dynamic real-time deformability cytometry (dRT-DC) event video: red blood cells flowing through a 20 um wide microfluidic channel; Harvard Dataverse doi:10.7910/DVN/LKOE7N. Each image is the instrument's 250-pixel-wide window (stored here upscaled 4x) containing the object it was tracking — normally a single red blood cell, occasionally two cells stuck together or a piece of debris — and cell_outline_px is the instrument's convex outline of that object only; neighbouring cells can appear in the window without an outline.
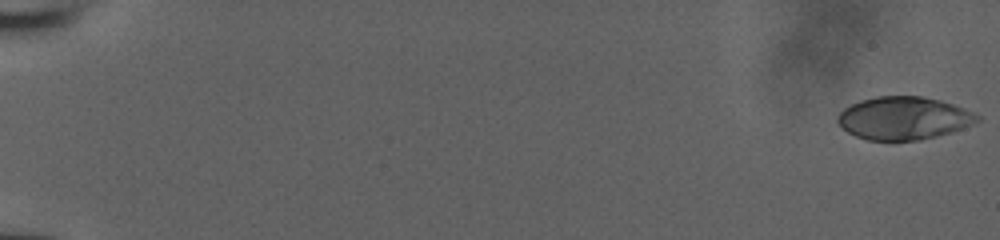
{"species": "human", "species_latin": "Homo sapiens", "temperature_condition": "room temperature", "stored_images_in_passage": 53, "camera_frame_rate_fps": 3000, "um_per_image_px": 0.085, "donor": {"sex": "male"}, "frame": {"image": 1, "passage_image": 1, "time_ms": 0.0, "image_size_px": [1000, 240], "cell_outline_px": [[980, 120], [972, 124], [936, 136], [920, 140], [868, 140], [856, 136], [848, 132], [836, 120], [836, 116], [844, 108], [860, 100], [876, 96], [924, 96], [940, 100], [964, 108], [980, 116]], "centroid_in_image_um": [76.79, 10.03], "position_along_channel_um": 8.2, "area_um2": 34.62}}
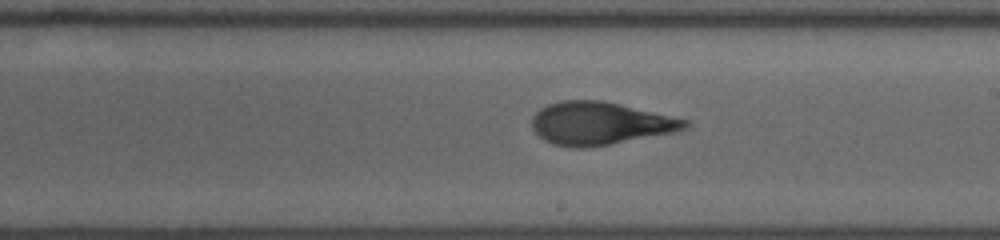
{"frame": {"image": 2, "passage_image": 33, "time_ms": 10.667, "image_size_px": [1000, 240], "cell_outline_px": [[692, 124], [688, 128], [676, 132], [608, 144], [584, 148], [572, 148], [552, 144], [544, 140], [532, 128], [532, 116], [540, 108], [548, 104], [564, 100], [600, 100], [620, 104], [692, 120]], "centroid_in_image_um": [51.04, 10.48], "position_along_channel_um": 238.0, "area_um2": 38.38}}
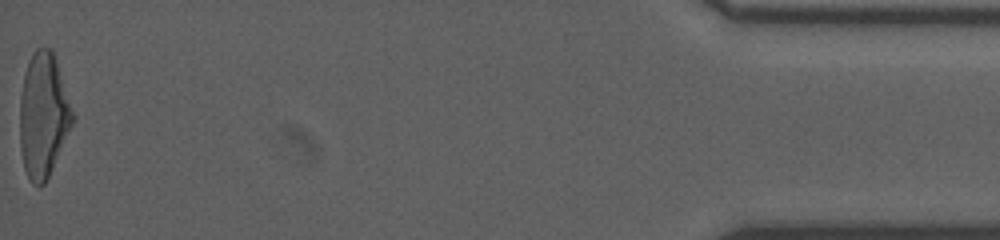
{"frame": {"image": 3, "passage_image": 53, "time_ms": 17.333, "image_size_px": [1000, 240], "cell_outline_px": [[76, 116], [52, 168], [44, 184], [32, 184], [28, 180], [24, 168], [20, 148], [20, 96], [24, 76], [28, 60], [32, 52], [36, 48], [52, 48]], "centroid_in_image_um": [3.68, 9.77], "position_along_channel_um": 431.5, "area_um2": 38.32}}